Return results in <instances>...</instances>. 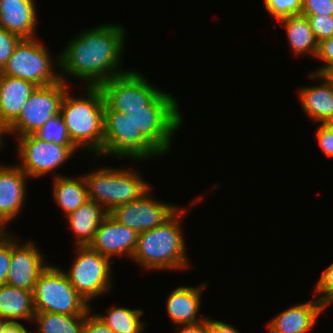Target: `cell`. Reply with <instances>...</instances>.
Here are the masks:
<instances>
[{
  "label": "cell",
  "mask_w": 333,
  "mask_h": 333,
  "mask_svg": "<svg viewBox=\"0 0 333 333\" xmlns=\"http://www.w3.org/2000/svg\"><path fill=\"white\" fill-rule=\"evenodd\" d=\"M126 33L120 24L107 23L75 35L59 54L61 80L67 83V76L75 77L84 81L85 87H99L128 72L121 68L120 62Z\"/></svg>",
  "instance_id": "obj_1"
},
{
  "label": "cell",
  "mask_w": 333,
  "mask_h": 333,
  "mask_svg": "<svg viewBox=\"0 0 333 333\" xmlns=\"http://www.w3.org/2000/svg\"><path fill=\"white\" fill-rule=\"evenodd\" d=\"M70 92L69 88L63 97L60 114L72 143L103 157L105 103L101 89L86 87L84 98H75Z\"/></svg>",
  "instance_id": "obj_2"
},
{
  "label": "cell",
  "mask_w": 333,
  "mask_h": 333,
  "mask_svg": "<svg viewBox=\"0 0 333 333\" xmlns=\"http://www.w3.org/2000/svg\"><path fill=\"white\" fill-rule=\"evenodd\" d=\"M181 207L163 224L139 233L132 259L146 270H182L188 268Z\"/></svg>",
  "instance_id": "obj_3"
},
{
  "label": "cell",
  "mask_w": 333,
  "mask_h": 333,
  "mask_svg": "<svg viewBox=\"0 0 333 333\" xmlns=\"http://www.w3.org/2000/svg\"><path fill=\"white\" fill-rule=\"evenodd\" d=\"M84 178L88 200L96 202L108 213L116 206L135 201L151 189L138 171L128 168L101 167L85 174Z\"/></svg>",
  "instance_id": "obj_4"
},
{
  "label": "cell",
  "mask_w": 333,
  "mask_h": 333,
  "mask_svg": "<svg viewBox=\"0 0 333 333\" xmlns=\"http://www.w3.org/2000/svg\"><path fill=\"white\" fill-rule=\"evenodd\" d=\"M179 102L162 91L145 109L126 110L137 130L164 155L171 150L173 136L183 123Z\"/></svg>",
  "instance_id": "obj_5"
},
{
  "label": "cell",
  "mask_w": 333,
  "mask_h": 333,
  "mask_svg": "<svg viewBox=\"0 0 333 333\" xmlns=\"http://www.w3.org/2000/svg\"><path fill=\"white\" fill-rule=\"evenodd\" d=\"M35 312L86 315L92 309L71 285L60 267L49 264L38 277L33 290Z\"/></svg>",
  "instance_id": "obj_6"
},
{
  "label": "cell",
  "mask_w": 333,
  "mask_h": 333,
  "mask_svg": "<svg viewBox=\"0 0 333 333\" xmlns=\"http://www.w3.org/2000/svg\"><path fill=\"white\" fill-rule=\"evenodd\" d=\"M108 155L137 162L163 156L142 132L136 129L129 115L115 110H104L103 157Z\"/></svg>",
  "instance_id": "obj_7"
},
{
  "label": "cell",
  "mask_w": 333,
  "mask_h": 333,
  "mask_svg": "<svg viewBox=\"0 0 333 333\" xmlns=\"http://www.w3.org/2000/svg\"><path fill=\"white\" fill-rule=\"evenodd\" d=\"M49 50L39 39H22L15 47L0 74L30 81L38 87L61 81L59 56L51 59ZM54 66V67H53ZM58 71L55 72V70Z\"/></svg>",
  "instance_id": "obj_8"
},
{
  "label": "cell",
  "mask_w": 333,
  "mask_h": 333,
  "mask_svg": "<svg viewBox=\"0 0 333 333\" xmlns=\"http://www.w3.org/2000/svg\"><path fill=\"white\" fill-rule=\"evenodd\" d=\"M76 256L69 271L63 269L73 288L89 303L110 292L112 260L99 254L89 245L76 246Z\"/></svg>",
  "instance_id": "obj_9"
},
{
  "label": "cell",
  "mask_w": 333,
  "mask_h": 333,
  "mask_svg": "<svg viewBox=\"0 0 333 333\" xmlns=\"http://www.w3.org/2000/svg\"><path fill=\"white\" fill-rule=\"evenodd\" d=\"M99 88L104 97V110L126 113V110L145 109L163 90L153 86L140 72L130 70L103 82Z\"/></svg>",
  "instance_id": "obj_10"
},
{
  "label": "cell",
  "mask_w": 333,
  "mask_h": 333,
  "mask_svg": "<svg viewBox=\"0 0 333 333\" xmlns=\"http://www.w3.org/2000/svg\"><path fill=\"white\" fill-rule=\"evenodd\" d=\"M69 82L63 80L44 87H37L22 108L19 117L6 129L7 134L21 137L34 134L46 121L60 113V107Z\"/></svg>",
  "instance_id": "obj_11"
},
{
  "label": "cell",
  "mask_w": 333,
  "mask_h": 333,
  "mask_svg": "<svg viewBox=\"0 0 333 333\" xmlns=\"http://www.w3.org/2000/svg\"><path fill=\"white\" fill-rule=\"evenodd\" d=\"M17 138L16 150L21 160L17 166L32 179L49 173L55 174V169L64 165L79 150L75 145H58L42 141L34 134Z\"/></svg>",
  "instance_id": "obj_12"
},
{
  "label": "cell",
  "mask_w": 333,
  "mask_h": 333,
  "mask_svg": "<svg viewBox=\"0 0 333 333\" xmlns=\"http://www.w3.org/2000/svg\"><path fill=\"white\" fill-rule=\"evenodd\" d=\"M150 191L135 201L116 206L109 214L138 234L163 224L180 206L158 201Z\"/></svg>",
  "instance_id": "obj_13"
},
{
  "label": "cell",
  "mask_w": 333,
  "mask_h": 333,
  "mask_svg": "<svg viewBox=\"0 0 333 333\" xmlns=\"http://www.w3.org/2000/svg\"><path fill=\"white\" fill-rule=\"evenodd\" d=\"M42 254L35 242L25 241L22 245L11 235V261L6 284L33 292L38 277L48 266Z\"/></svg>",
  "instance_id": "obj_14"
},
{
  "label": "cell",
  "mask_w": 333,
  "mask_h": 333,
  "mask_svg": "<svg viewBox=\"0 0 333 333\" xmlns=\"http://www.w3.org/2000/svg\"><path fill=\"white\" fill-rule=\"evenodd\" d=\"M138 235L136 231L118 222L108 213L89 246L110 260L112 256H127L132 260Z\"/></svg>",
  "instance_id": "obj_15"
},
{
  "label": "cell",
  "mask_w": 333,
  "mask_h": 333,
  "mask_svg": "<svg viewBox=\"0 0 333 333\" xmlns=\"http://www.w3.org/2000/svg\"><path fill=\"white\" fill-rule=\"evenodd\" d=\"M28 178L17 165L0 164V223L5 227L24 206Z\"/></svg>",
  "instance_id": "obj_16"
},
{
  "label": "cell",
  "mask_w": 333,
  "mask_h": 333,
  "mask_svg": "<svg viewBox=\"0 0 333 333\" xmlns=\"http://www.w3.org/2000/svg\"><path fill=\"white\" fill-rule=\"evenodd\" d=\"M308 77L321 81L318 85L298 89L303 111L314 122L333 123V81L327 75L313 72L309 73Z\"/></svg>",
  "instance_id": "obj_17"
},
{
  "label": "cell",
  "mask_w": 333,
  "mask_h": 333,
  "mask_svg": "<svg viewBox=\"0 0 333 333\" xmlns=\"http://www.w3.org/2000/svg\"><path fill=\"white\" fill-rule=\"evenodd\" d=\"M313 299L279 313L267 324V333H309L326 309L314 295Z\"/></svg>",
  "instance_id": "obj_18"
},
{
  "label": "cell",
  "mask_w": 333,
  "mask_h": 333,
  "mask_svg": "<svg viewBox=\"0 0 333 333\" xmlns=\"http://www.w3.org/2000/svg\"><path fill=\"white\" fill-rule=\"evenodd\" d=\"M207 287V282L198 286H177L169 293L166 300V312L168 318L176 326L195 324L207 319V316L199 317L202 303V291Z\"/></svg>",
  "instance_id": "obj_19"
},
{
  "label": "cell",
  "mask_w": 333,
  "mask_h": 333,
  "mask_svg": "<svg viewBox=\"0 0 333 333\" xmlns=\"http://www.w3.org/2000/svg\"><path fill=\"white\" fill-rule=\"evenodd\" d=\"M35 0H0V27L22 39L37 38Z\"/></svg>",
  "instance_id": "obj_20"
},
{
  "label": "cell",
  "mask_w": 333,
  "mask_h": 333,
  "mask_svg": "<svg viewBox=\"0 0 333 333\" xmlns=\"http://www.w3.org/2000/svg\"><path fill=\"white\" fill-rule=\"evenodd\" d=\"M34 83L0 74V123L7 129L37 88Z\"/></svg>",
  "instance_id": "obj_21"
},
{
  "label": "cell",
  "mask_w": 333,
  "mask_h": 333,
  "mask_svg": "<svg viewBox=\"0 0 333 333\" xmlns=\"http://www.w3.org/2000/svg\"><path fill=\"white\" fill-rule=\"evenodd\" d=\"M108 212L99 204L88 200L74 212L65 216L71 231L77 236L74 246H87L95 236L102 220Z\"/></svg>",
  "instance_id": "obj_22"
},
{
  "label": "cell",
  "mask_w": 333,
  "mask_h": 333,
  "mask_svg": "<svg viewBox=\"0 0 333 333\" xmlns=\"http://www.w3.org/2000/svg\"><path fill=\"white\" fill-rule=\"evenodd\" d=\"M33 292L8 284L0 286V316L7 322L33 321Z\"/></svg>",
  "instance_id": "obj_23"
},
{
  "label": "cell",
  "mask_w": 333,
  "mask_h": 333,
  "mask_svg": "<svg viewBox=\"0 0 333 333\" xmlns=\"http://www.w3.org/2000/svg\"><path fill=\"white\" fill-rule=\"evenodd\" d=\"M53 199L65 216L74 212L88 201L87 185L84 175L77 177L56 174L53 177Z\"/></svg>",
  "instance_id": "obj_24"
},
{
  "label": "cell",
  "mask_w": 333,
  "mask_h": 333,
  "mask_svg": "<svg viewBox=\"0 0 333 333\" xmlns=\"http://www.w3.org/2000/svg\"><path fill=\"white\" fill-rule=\"evenodd\" d=\"M278 22L284 26L289 47L294 55L298 57L306 53L316 58L319 43L307 17L302 15L284 17Z\"/></svg>",
  "instance_id": "obj_25"
},
{
  "label": "cell",
  "mask_w": 333,
  "mask_h": 333,
  "mask_svg": "<svg viewBox=\"0 0 333 333\" xmlns=\"http://www.w3.org/2000/svg\"><path fill=\"white\" fill-rule=\"evenodd\" d=\"M105 313L104 315L96 313V316L114 333H144L146 324L141 320L143 309L112 307L105 309Z\"/></svg>",
  "instance_id": "obj_26"
},
{
  "label": "cell",
  "mask_w": 333,
  "mask_h": 333,
  "mask_svg": "<svg viewBox=\"0 0 333 333\" xmlns=\"http://www.w3.org/2000/svg\"><path fill=\"white\" fill-rule=\"evenodd\" d=\"M85 315H65L51 312H36L34 333H83Z\"/></svg>",
  "instance_id": "obj_27"
},
{
  "label": "cell",
  "mask_w": 333,
  "mask_h": 333,
  "mask_svg": "<svg viewBox=\"0 0 333 333\" xmlns=\"http://www.w3.org/2000/svg\"><path fill=\"white\" fill-rule=\"evenodd\" d=\"M34 135L42 141L54 142L58 145H74L60 113L49 118Z\"/></svg>",
  "instance_id": "obj_28"
},
{
  "label": "cell",
  "mask_w": 333,
  "mask_h": 333,
  "mask_svg": "<svg viewBox=\"0 0 333 333\" xmlns=\"http://www.w3.org/2000/svg\"><path fill=\"white\" fill-rule=\"evenodd\" d=\"M265 10L275 20L301 15L302 0H263Z\"/></svg>",
  "instance_id": "obj_29"
},
{
  "label": "cell",
  "mask_w": 333,
  "mask_h": 333,
  "mask_svg": "<svg viewBox=\"0 0 333 333\" xmlns=\"http://www.w3.org/2000/svg\"><path fill=\"white\" fill-rule=\"evenodd\" d=\"M314 287L313 295L327 308L333 301V263L324 269Z\"/></svg>",
  "instance_id": "obj_30"
},
{
  "label": "cell",
  "mask_w": 333,
  "mask_h": 333,
  "mask_svg": "<svg viewBox=\"0 0 333 333\" xmlns=\"http://www.w3.org/2000/svg\"><path fill=\"white\" fill-rule=\"evenodd\" d=\"M302 16L307 17L318 43L333 36V15Z\"/></svg>",
  "instance_id": "obj_31"
},
{
  "label": "cell",
  "mask_w": 333,
  "mask_h": 333,
  "mask_svg": "<svg viewBox=\"0 0 333 333\" xmlns=\"http://www.w3.org/2000/svg\"><path fill=\"white\" fill-rule=\"evenodd\" d=\"M22 40L17 34L8 32L0 27V71L5 66L15 47Z\"/></svg>",
  "instance_id": "obj_32"
},
{
  "label": "cell",
  "mask_w": 333,
  "mask_h": 333,
  "mask_svg": "<svg viewBox=\"0 0 333 333\" xmlns=\"http://www.w3.org/2000/svg\"><path fill=\"white\" fill-rule=\"evenodd\" d=\"M316 59L324 64L313 73L328 75L333 70V36L319 43Z\"/></svg>",
  "instance_id": "obj_33"
},
{
  "label": "cell",
  "mask_w": 333,
  "mask_h": 333,
  "mask_svg": "<svg viewBox=\"0 0 333 333\" xmlns=\"http://www.w3.org/2000/svg\"><path fill=\"white\" fill-rule=\"evenodd\" d=\"M333 15V0H302L301 15Z\"/></svg>",
  "instance_id": "obj_34"
},
{
  "label": "cell",
  "mask_w": 333,
  "mask_h": 333,
  "mask_svg": "<svg viewBox=\"0 0 333 333\" xmlns=\"http://www.w3.org/2000/svg\"><path fill=\"white\" fill-rule=\"evenodd\" d=\"M318 144L327 157H333V123L320 124L316 130Z\"/></svg>",
  "instance_id": "obj_35"
},
{
  "label": "cell",
  "mask_w": 333,
  "mask_h": 333,
  "mask_svg": "<svg viewBox=\"0 0 333 333\" xmlns=\"http://www.w3.org/2000/svg\"><path fill=\"white\" fill-rule=\"evenodd\" d=\"M11 261V235L8 233L0 241V286L6 284Z\"/></svg>",
  "instance_id": "obj_36"
},
{
  "label": "cell",
  "mask_w": 333,
  "mask_h": 333,
  "mask_svg": "<svg viewBox=\"0 0 333 333\" xmlns=\"http://www.w3.org/2000/svg\"><path fill=\"white\" fill-rule=\"evenodd\" d=\"M90 309L84 317L83 333H114L96 314Z\"/></svg>",
  "instance_id": "obj_37"
},
{
  "label": "cell",
  "mask_w": 333,
  "mask_h": 333,
  "mask_svg": "<svg viewBox=\"0 0 333 333\" xmlns=\"http://www.w3.org/2000/svg\"><path fill=\"white\" fill-rule=\"evenodd\" d=\"M208 333H241L235 326L208 316Z\"/></svg>",
  "instance_id": "obj_38"
},
{
  "label": "cell",
  "mask_w": 333,
  "mask_h": 333,
  "mask_svg": "<svg viewBox=\"0 0 333 333\" xmlns=\"http://www.w3.org/2000/svg\"><path fill=\"white\" fill-rule=\"evenodd\" d=\"M176 333H208V316L204 321L195 324L179 325Z\"/></svg>",
  "instance_id": "obj_39"
},
{
  "label": "cell",
  "mask_w": 333,
  "mask_h": 333,
  "mask_svg": "<svg viewBox=\"0 0 333 333\" xmlns=\"http://www.w3.org/2000/svg\"><path fill=\"white\" fill-rule=\"evenodd\" d=\"M0 333H34L19 322H6Z\"/></svg>",
  "instance_id": "obj_40"
},
{
  "label": "cell",
  "mask_w": 333,
  "mask_h": 333,
  "mask_svg": "<svg viewBox=\"0 0 333 333\" xmlns=\"http://www.w3.org/2000/svg\"><path fill=\"white\" fill-rule=\"evenodd\" d=\"M7 131L6 128L0 123V150L3 148L4 144V137L6 136Z\"/></svg>",
  "instance_id": "obj_41"
},
{
  "label": "cell",
  "mask_w": 333,
  "mask_h": 333,
  "mask_svg": "<svg viewBox=\"0 0 333 333\" xmlns=\"http://www.w3.org/2000/svg\"><path fill=\"white\" fill-rule=\"evenodd\" d=\"M6 231V227L0 223V241L8 234V231Z\"/></svg>",
  "instance_id": "obj_42"
},
{
  "label": "cell",
  "mask_w": 333,
  "mask_h": 333,
  "mask_svg": "<svg viewBox=\"0 0 333 333\" xmlns=\"http://www.w3.org/2000/svg\"><path fill=\"white\" fill-rule=\"evenodd\" d=\"M6 322L7 321L0 316V331L2 330V328L6 324Z\"/></svg>",
  "instance_id": "obj_43"
},
{
  "label": "cell",
  "mask_w": 333,
  "mask_h": 333,
  "mask_svg": "<svg viewBox=\"0 0 333 333\" xmlns=\"http://www.w3.org/2000/svg\"><path fill=\"white\" fill-rule=\"evenodd\" d=\"M327 76L333 81V70Z\"/></svg>",
  "instance_id": "obj_44"
}]
</instances>
